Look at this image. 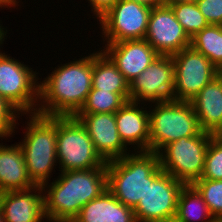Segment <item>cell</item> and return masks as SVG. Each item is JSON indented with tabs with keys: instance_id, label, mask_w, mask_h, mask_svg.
I'll return each mask as SVG.
<instances>
[{
	"instance_id": "cell-1",
	"label": "cell",
	"mask_w": 222,
	"mask_h": 222,
	"mask_svg": "<svg viewBox=\"0 0 222 222\" xmlns=\"http://www.w3.org/2000/svg\"><path fill=\"white\" fill-rule=\"evenodd\" d=\"M89 55L58 66L39 83L37 114L74 116L81 109L92 89L93 53Z\"/></svg>"
},
{
	"instance_id": "cell-2",
	"label": "cell",
	"mask_w": 222,
	"mask_h": 222,
	"mask_svg": "<svg viewBox=\"0 0 222 222\" xmlns=\"http://www.w3.org/2000/svg\"><path fill=\"white\" fill-rule=\"evenodd\" d=\"M47 185L42 186L46 219L72 222L84 205L107 190L106 168L62 171Z\"/></svg>"
},
{
	"instance_id": "cell-3",
	"label": "cell",
	"mask_w": 222,
	"mask_h": 222,
	"mask_svg": "<svg viewBox=\"0 0 222 222\" xmlns=\"http://www.w3.org/2000/svg\"><path fill=\"white\" fill-rule=\"evenodd\" d=\"M160 166L158 153L137 151L106 162L107 189L125 206L135 209L147 191L148 177Z\"/></svg>"
},
{
	"instance_id": "cell-4",
	"label": "cell",
	"mask_w": 222,
	"mask_h": 222,
	"mask_svg": "<svg viewBox=\"0 0 222 222\" xmlns=\"http://www.w3.org/2000/svg\"><path fill=\"white\" fill-rule=\"evenodd\" d=\"M22 148L27 173L35 186H43L57 162V116L28 115Z\"/></svg>"
},
{
	"instance_id": "cell-5",
	"label": "cell",
	"mask_w": 222,
	"mask_h": 222,
	"mask_svg": "<svg viewBox=\"0 0 222 222\" xmlns=\"http://www.w3.org/2000/svg\"><path fill=\"white\" fill-rule=\"evenodd\" d=\"M202 129L193 106L185 101H165L149 111V151L158 153L182 137L199 135Z\"/></svg>"
},
{
	"instance_id": "cell-6",
	"label": "cell",
	"mask_w": 222,
	"mask_h": 222,
	"mask_svg": "<svg viewBox=\"0 0 222 222\" xmlns=\"http://www.w3.org/2000/svg\"><path fill=\"white\" fill-rule=\"evenodd\" d=\"M56 150L61 172L106 168L87 130L74 116H57Z\"/></svg>"
},
{
	"instance_id": "cell-7",
	"label": "cell",
	"mask_w": 222,
	"mask_h": 222,
	"mask_svg": "<svg viewBox=\"0 0 222 222\" xmlns=\"http://www.w3.org/2000/svg\"><path fill=\"white\" fill-rule=\"evenodd\" d=\"M213 135L201 132L170 142L159 152L160 167L184 185H191L202 176L205 155Z\"/></svg>"
},
{
	"instance_id": "cell-8",
	"label": "cell",
	"mask_w": 222,
	"mask_h": 222,
	"mask_svg": "<svg viewBox=\"0 0 222 222\" xmlns=\"http://www.w3.org/2000/svg\"><path fill=\"white\" fill-rule=\"evenodd\" d=\"M184 184L160 166L148 177L147 191L133 210L137 222H173Z\"/></svg>"
},
{
	"instance_id": "cell-9",
	"label": "cell",
	"mask_w": 222,
	"mask_h": 222,
	"mask_svg": "<svg viewBox=\"0 0 222 222\" xmlns=\"http://www.w3.org/2000/svg\"><path fill=\"white\" fill-rule=\"evenodd\" d=\"M36 75L32 68L0 51V96L25 115L37 112L40 100Z\"/></svg>"
},
{
	"instance_id": "cell-10",
	"label": "cell",
	"mask_w": 222,
	"mask_h": 222,
	"mask_svg": "<svg viewBox=\"0 0 222 222\" xmlns=\"http://www.w3.org/2000/svg\"><path fill=\"white\" fill-rule=\"evenodd\" d=\"M174 89L172 100L190 102L221 71L208 58L193 49L184 48L172 55Z\"/></svg>"
},
{
	"instance_id": "cell-11",
	"label": "cell",
	"mask_w": 222,
	"mask_h": 222,
	"mask_svg": "<svg viewBox=\"0 0 222 222\" xmlns=\"http://www.w3.org/2000/svg\"><path fill=\"white\" fill-rule=\"evenodd\" d=\"M151 9L138 2L118 0L98 18L105 43L144 39Z\"/></svg>"
},
{
	"instance_id": "cell-12",
	"label": "cell",
	"mask_w": 222,
	"mask_h": 222,
	"mask_svg": "<svg viewBox=\"0 0 222 222\" xmlns=\"http://www.w3.org/2000/svg\"><path fill=\"white\" fill-rule=\"evenodd\" d=\"M173 89V58L168 55H159L129 84L130 101L137 103L170 101Z\"/></svg>"
},
{
	"instance_id": "cell-13",
	"label": "cell",
	"mask_w": 222,
	"mask_h": 222,
	"mask_svg": "<svg viewBox=\"0 0 222 222\" xmlns=\"http://www.w3.org/2000/svg\"><path fill=\"white\" fill-rule=\"evenodd\" d=\"M144 39L159 55L168 56L179 53L191 43L172 8L166 4L151 9Z\"/></svg>"
},
{
	"instance_id": "cell-14",
	"label": "cell",
	"mask_w": 222,
	"mask_h": 222,
	"mask_svg": "<svg viewBox=\"0 0 222 222\" xmlns=\"http://www.w3.org/2000/svg\"><path fill=\"white\" fill-rule=\"evenodd\" d=\"M74 117L85 127L96 152L105 162L130 153L118 133L115 113L75 114Z\"/></svg>"
},
{
	"instance_id": "cell-15",
	"label": "cell",
	"mask_w": 222,
	"mask_h": 222,
	"mask_svg": "<svg viewBox=\"0 0 222 222\" xmlns=\"http://www.w3.org/2000/svg\"><path fill=\"white\" fill-rule=\"evenodd\" d=\"M105 46L102 51L129 84L159 56L145 39L107 43Z\"/></svg>"
},
{
	"instance_id": "cell-16",
	"label": "cell",
	"mask_w": 222,
	"mask_h": 222,
	"mask_svg": "<svg viewBox=\"0 0 222 222\" xmlns=\"http://www.w3.org/2000/svg\"><path fill=\"white\" fill-rule=\"evenodd\" d=\"M42 193V186L2 192L0 210L5 222H42L46 219Z\"/></svg>"
},
{
	"instance_id": "cell-17",
	"label": "cell",
	"mask_w": 222,
	"mask_h": 222,
	"mask_svg": "<svg viewBox=\"0 0 222 222\" xmlns=\"http://www.w3.org/2000/svg\"><path fill=\"white\" fill-rule=\"evenodd\" d=\"M128 101L115 112L118 133L123 143L137 145V151H149V111ZM140 108V109H139Z\"/></svg>"
},
{
	"instance_id": "cell-18",
	"label": "cell",
	"mask_w": 222,
	"mask_h": 222,
	"mask_svg": "<svg viewBox=\"0 0 222 222\" xmlns=\"http://www.w3.org/2000/svg\"><path fill=\"white\" fill-rule=\"evenodd\" d=\"M203 132L215 135L222 128V72L191 101Z\"/></svg>"
},
{
	"instance_id": "cell-19",
	"label": "cell",
	"mask_w": 222,
	"mask_h": 222,
	"mask_svg": "<svg viewBox=\"0 0 222 222\" xmlns=\"http://www.w3.org/2000/svg\"><path fill=\"white\" fill-rule=\"evenodd\" d=\"M72 222H137L133 209L118 201L107 189L84 205Z\"/></svg>"
},
{
	"instance_id": "cell-20",
	"label": "cell",
	"mask_w": 222,
	"mask_h": 222,
	"mask_svg": "<svg viewBox=\"0 0 222 222\" xmlns=\"http://www.w3.org/2000/svg\"><path fill=\"white\" fill-rule=\"evenodd\" d=\"M34 186L27 173L21 146L1 144L0 192L27 190Z\"/></svg>"
},
{
	"instance_id": "cell-21",
	"label": "cell",
	"mask_w": 222,
	"mask_h": 222,
	"mask_svg": "<svg viewBox=\"0 0 222 222\" xmlns=\"http://www.w3.org/2000/svg\"><path fill=\"white\" fill-rule=\"evenodd\" d=\"M92 89L118 93L130 101L129 83L102 50L93 53Z\"/></svg>"
},
{
	"instance_id": "cell-22",
	"label": "cell",
	"mask_w": 222,
	"mask_h": 222,
	"mask_svg": "<svg viewBox=\"0 0 222 222\" xmlns=\"http://www.w3.org/2000/svg\"><path fill=\"white\" fill-rule=\"evenodd\" d=\"M214 222L207 204L198 190L191 185H184L178 195L177 212L173 222Z\"/></svg>"
},
{
	"instance_id": "cell-23",
	"label": "cell",
	"mask_w": 222,
	"mask_h": 222,
	"mask_svg": "<svg viewBox=\"0 0 222 222\" xmlns=\"http://www.w3.org/2000/svg\"><path fill=\"white\" fill-rule=\"evenodd\" d=\"M190 46L222 72V25L209 24L191 38Z\"/></svg>"
},
{
	"instance_id": "cell-24",
	"label": "cell",
	"mask_w": 222,
	"mask_h": 222,
	"mask_svg": "<svg viewBox=\"0 0 222 222\" xmlns=\"http://www.w3.org/2000/svg\"><path fill=\"white\" fill-rule=\"evenodd\" d=\"M126 102L118 93L91 89L85 103L76 114L115 113Z\"/></svg>"
},
{
	"instance_id": "cell-25",
	"label": "cell",
	"mask_w": 222,
	"mask_h": 222,
	"mask_svg": "<svg viewBox=\"0 0 222 222\" xmlns=\"http://www.w3.org/2000/svg\"><path fill=\"white\" fill-rule=\"evenodd\" d=\"M166 5L172 8L177 21L182 25L190 38L209 25L196 2Z\"/></svg>"
},
{
	"instance_id": "cell-26",
	"label": "cell",
	"mask_w": 222,
	"mask_h": 222,
	"mask_svg": "<svg viewBox=\"0 0 222 222\" xmlns=\"http://www.w3.org/2000/svg\"><path fill=\"white\" fill-rule=\"evenodd\" d=\"M192 185L201 194L214 218L222 215V180L199 179Z\"/></svg>"
},
{
	"instance_id": "cell-27",
	"label": "cell",
	"mask_w": 222,
	"mask_h": 222,
	"mask_svg": "<svg viewBox=\"0 0 222 222\" xmlns=\"http://www.w3.org/2000/svg\"><path fill=\"white\" fill-rule=\"evenodd\" d=\"M200 179L222 180V138L217 135L211 137Z\"/></svg>"
},
{
	"instance_id": "cell-28",
	"label": "cell",
	"mask_w": 222,
	"mask_h": 222,
	"mask_svg": "<svg viewBox=\"0 0 222 222\" xmlns=\"http://www.w3.org/2000/svg\"><path fill=\"white\" fill-rule=\"evenodd\" d=\"M17 115H20V112L0 96V138L10 137L14 133L15 126L18 124Z\"/></svg>"
},
{
	"instance_id": "cell-29",
	"label": "cell",
	"mask_w": 222,
	"mask_h": 222,
	"mask_svg": "<svg viewBox=\"0 0 222 222\" xmlns=\"http://www.w3.org/2000/svg\"><path fill=\"white\" fill-rule=\"evenodd\" d=\"M196 3L209 24L222 25V0H196Z\"/></svg>"
},
{
	"instance_id": "cell-30",
	"label": "cell",
	"mask_w": 222,
	"mask_h": 222,
	"mask_svg": "<svg viewBox=\"0 0 222 222\" xmlns=\"http://www.w3.org/2000/svg\"><path fill=\"white\" fill-rule=\"evenodd\" d=\"M90 6H92V12L94 15L99 18L101 17L107 10H109L118 0H88Z\"/></svg>"
},
{
	"instance_id": "cell-31",
	"label": "cell",
	"mask_w": 222,
	"mask_h": 222,
	"mask_svg": "<svg viewBox=\"0 0 222 222\" xmlns=\"http://www.w3.org/2000/svg\"><path fill=\"white\" fill-rule=\"evenodd\" d=\"M134 2H138L141 4H144L146 6H149L151 8L162 6L166 4V0H130Z\"/></svg>"
},
{
	"instance_id": "cell-32",
	"label": "cell",
	"mask_w": 222,
	"mask_h": 222,
	"mask_svg": "<svg viewBox=\"0 0 222 222\" xmlns=\"http://www.w3.org/2000/svg\"><path fill=\"white\" fill-rule=\"evenodd\" d=\"M19 2H17L16 0H0V7L2 8L7 6V8H11L12 6L16 7V5H18Z\"/></svg>"
},
{
	"instance_id": "cell-33",
	"label": "cell",
	"mask_w": 222,
	"mask_h": 222,
	"mask_svg": "<svg viewBox=\"0 0 222 222\" xmlns=\"http://www.w3.org/2000/svg\"><path fill=\"white\" fill-rule=\"evenodd\" d=\"M185 2H196V0H166V4H178Z\"/></svg>"
},
{
	"instance_id": "cell-34",
	"label": "cell",
	"mask_w": 222,
	"mask_h": 222,
	"mask_svg": "<svg viewBox=\"0 0 222 222\" xmlns=\"http://www.w3.org/2000/svg\"><path fill=\"white\" fill-rule=\"evenodd\" d=\"M4 28L2 27V25L0 26V45L3 44L4 41V37L6 36L7 30L6 32L3 30Z\"/></svg>"
},
{
	"instance_id": "cell-35",
	"label": "cell",
	"mask_w": 222,
	"mask_h": 222,
	"mask_svg": "<svg viewBox=\"0 0 222 222\" xmlns=\"http://www.w3.org/2000/svg\"><path fill=\"white\" fill-rule=\"evenodd\" d=\"M214 222H222V215L215 217Z\"/></svg>"
},
{
	"instance_id": "cell-36",
	"label": "cell",
	"mask_w": 222,
	"mask_h": 222,
	"mask_svg": "<svg viewBox=\"0 0 222 222\" xmlns=\"http://www.w3.org/2000/svg\"><path fill=\"white\" fill-rule=\"evenodd\" d=\"M0 222H5L4 216L0 210Z\"/></svg>"
},
{
	"instance_id": "cell-37",
	"label": "cell",
	"mask_w": 222,
	"mask_h": 222,
	"mask_svg": "<svg viewBox=\"0 0 222 222\" xmlns=\"http://www.w3.org/2000/svg\"><path fill=\"white\" fill-rule=\"evenodd\" d=\"M215 135H217V136L222 138V128Z\"/></svg>"
},
{
	"instance_id": "cell-38",
	"label": "cell",
	"mask_w": 222,
	"mask_h": 222,
	"mask_svg": "<svg viewBox=\"0 0 222 222\" xmlns=\"http://www.w3.org/2000/svg\"><path fill=\"white\" fill-rule=\"evenodd\" d=\"M1 195H2V193L0 192V207H1Z\"/></svg>"
}]
</instances>
